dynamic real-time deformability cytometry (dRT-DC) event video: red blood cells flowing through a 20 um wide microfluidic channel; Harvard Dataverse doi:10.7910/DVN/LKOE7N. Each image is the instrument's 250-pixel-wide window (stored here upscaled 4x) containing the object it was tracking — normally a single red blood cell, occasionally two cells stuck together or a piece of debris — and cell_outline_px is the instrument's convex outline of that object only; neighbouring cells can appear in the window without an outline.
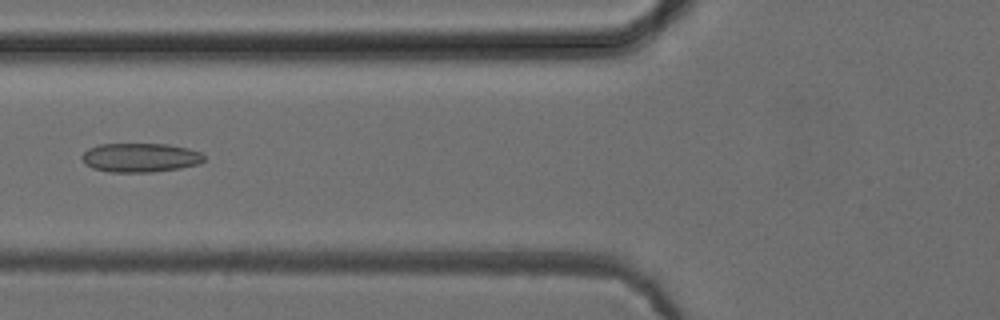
{"species": "common noctule bat (a hibernating species)", "species_latin": "Nyctalus noctula", "temperature_condition": "cold", "stored_images_in_passage": 51, "camera_frame_rate_fps": 3000, "um_per_image_px": 0.085, "animal": {"sex": "female", "body_mass_g": 24.6, "forearm_length_mm": 56.2}, "frame": {"image": 1, "passage_image": 20, "time_ms": 6.333, "image_size_px": [1000, 320], "cell_outline_px": [[204, 160], [200, 164], [180, 168], [152, 172], [108, 172], [92, 168], [84, 164], [80, 156], [88, 148], [100, 144], [168, 144], [188, 148], [200, 152], [204, 156]], "centroid_in_image_um": [11.9, 13.4], "position_along_channel_um": 113.9, "area_um2": 20.87}}
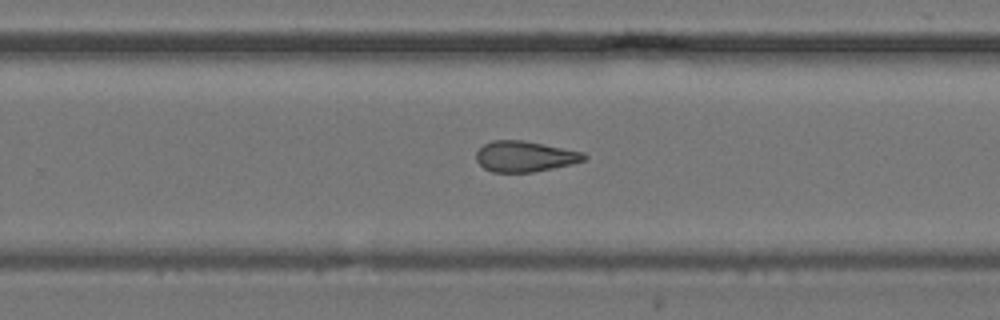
{"frame": {"image": 2, "passage_image": 33, "time_ms": 10.667, "image_size_px": [1000, 320], "cell_outline_px": [[588, 156], [584, 160], [572, 164], [532, 172], [492, 172], [484, 168], [476, 160], [476, 152], [484, 144], [492, 140], [524, 140], [584, 152]], "centroid_in_image_um": [44.61, 13.29], "position_along_channel_um": 285.2, "area_um2": 19.31}}
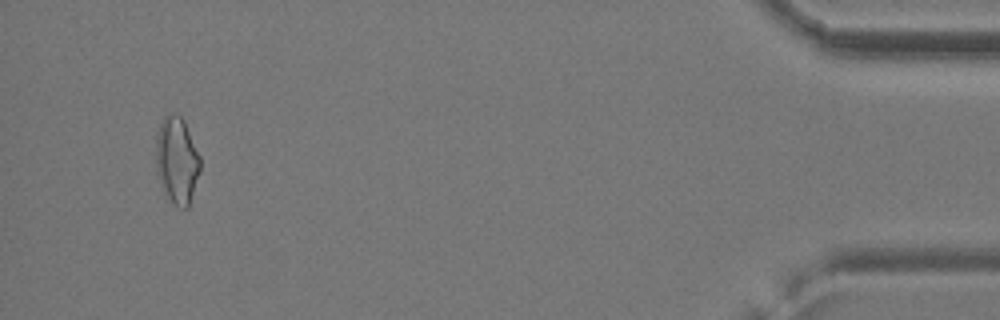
{"frame": {"image": 3, "passage_image": 49, "time_ms": 16.0, "image_size_px": [1000, 320], "cell_outline_px": [[200, 172], [188, 208], [176, 208], [172, 204], [156, 172], [156, 136], [160, 120], [164, 116], [172, 112], [176, 112], [184, 120], [200, 156]], "centroid_in_image_um": [15.03, 13.6], "position_along_channel_um": 420.2, "area_um2": 22.6}, "authors_computed_cell_mechanics": {"area_um2": 20.3456, "velocity_mm_per_s": 3.9616, "shape_relaxation_time_tau1_ms": null, "shape_relaxation_time_tau2_ms": 4.6203, "deformation_change_tau1": null, "deformation_change_tau2": 0.1341}}